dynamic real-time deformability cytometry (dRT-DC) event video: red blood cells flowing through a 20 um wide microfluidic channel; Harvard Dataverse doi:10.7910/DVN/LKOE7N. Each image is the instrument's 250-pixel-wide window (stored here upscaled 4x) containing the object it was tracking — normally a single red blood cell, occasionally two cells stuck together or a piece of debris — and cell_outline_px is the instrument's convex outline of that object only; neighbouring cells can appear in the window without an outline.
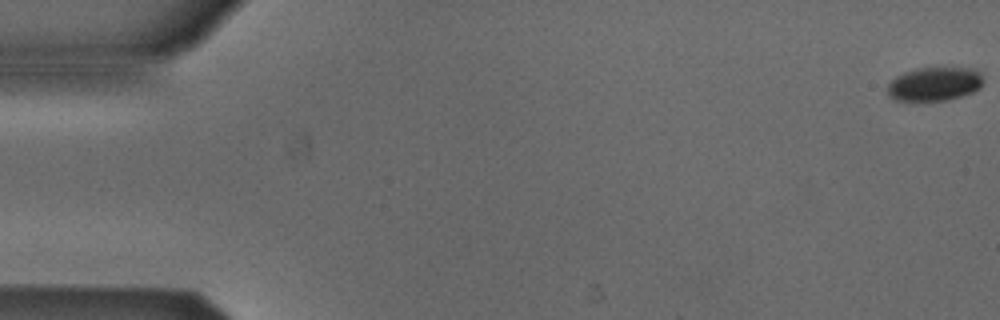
{"species": "Egyptian fruit bat (a non-hibernating species)", "species_latin": "Rousettus aegyptiacus", "temperature_condition": "cold", "stored_images_in_passage": 54, "camera_frame_rate_fps": 3000, "um_per_image_px": 0.085, "animal": {"sex": "male"}, "frame": {"image": 1, "passage_image": 1, "time_ms": 0.0, "image_size_px": [1000, 320], "cell_outline_px": [[984, 80], [980, 88], [972, 92], [960, 96], [944, 100], [896, 100], [888, 96], [888, 84], [896, 76], [904, 72], [916, 68], [972, 68], [980, 72]], "centroid_in_image_um": [79.44, 7.12], "position_along_channel_um": 5.6, "area_um2": 18.73}}
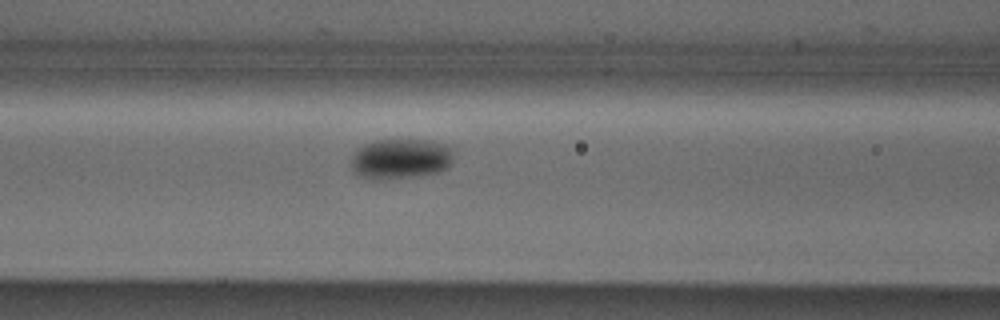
{"frame": {"image": 2, "passage_image": 23, "time_ms": 7.333, "image_size_px": [1000, 320], "cell_outline_px": [[452, 164], [448, 168], [436, 172], [420, 176], [376, 180], [368, 180], [352, 172], [352, 156], [364, 144], [376, 140], [432, 140], [448, 144], [452, 148]], "centroid_in_image_um": [34.07, 13.51], "position_along_channel_um": 132.5, "area_um2": 24.39}}
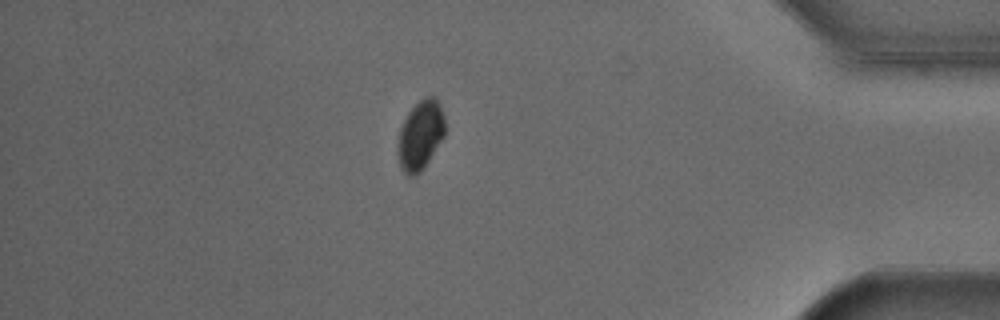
{"frame": {"image": 3, "passage_image": 47, "time_ms": 15.333, "image_size_px": [1000, 320], "cell_outline_px": [[444, 136], [420, 172], [412, 176], [408, 176], [400, 168], [396, 144], [400, 128], [408, 112], [424, 96], [436, 96], [440, 104], [444, 116]], "centroid_in_image_um": [35.71, 11.47], "position_along_channel_um": 399.5, "area_um2": 19.02}, "authors_computed_cell_mechanics": {"area_um2": 21.6461, "velocity_mm_per_s": 3.8354, "shape_relaxation_time_tau1_ms": 0.4776, "shape_relaxation_time_tau2_ms": null, "deformation_change_tau1": 0.0515, "deformation_change_tau2": null}}